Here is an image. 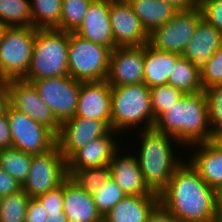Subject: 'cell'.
<instances>
[{"label":"cell","instance_id":"obj_23","mask_svg":"<svg viewBox=\"0 0 222 222\" xmlns=\"http://www.w3.org/2000/svg\"><path fill=\"white\" fill-rule=\"evenodd\" d=\"M196 149L188 160L210 187L222 186V151L214 148L208 141L189 146ZM195 147V148H194Z\"/></svg>","mask_w":222,"mask_h":222},{"label":"cell","instance_id":"obj_20","mask_svg":"<svg viewBox=\"0 0 222 222\" xmlns=\"http://www.w3.org/2000/svg\"><path fill=\"white\" fill-rule=\"evenodd\" d=\"M63 211L68 221L103 222L97 211L92 194L86 192L69 177L64 180Z\"/></svg>","mask_w":222,"mask_h":222},{"label":"cell","instance_id":"obj_31","mask_svg":"<svg viewBox=\"0 0 222 222\" xmlns=\"http://www.w3.org/2000/svg\"><path fill=\"white\" fill-rule=\"evenodd\" d=\"M30 197L21 189L0 198V222H25Z\"/></svg>","mask_w":222,"mask_h":222},{"label":"cell","instance_id":"obj_12","mask_svg":"<svg viewBox=\"0 0 222 222\" xmlns=\"http://www.w3.org/2000/svg\"><path fill=\"white\" fill-rule=\"evenodd\" d=\"M6 83L11 107L47 126L56 135L59 133L61 124L56 120L49 106L43 102L32 82L24 79H10Z\"/></svg>","mask_w":222,"mask_h":222},{"label":"cell","instance_id":"obj_13","mask_svg":"<svg viewBox=\"0 0 222 222\" xmlns=\"http://www.w3.org/2000/svg\"><path fill=\"white\" fill-rule=\"evenodd\" d=\"M111 127L104 121L84 117H72L60 125L57 145L67 161L77 150L99 137L104 136Z\"/></svg>","mask_w":222,"mask_h":222},{"label":"cell","instance_id":"obj_37","mask_svg":"<svg viewBox=\"0 0 222 222\" xmlns=\"http://www.w3.org/2000/svg\"><path fill=\"white\" fill-rule=\"evenodd\" d=\"M36 199L43 206L47 215L64 213V181L57 188L37 196Z\"/></svg>","mask_w":222,"mask_h":222},{"label":"cell","instance_id":"obj_10","mask_svg":"<svg viewBox=\"0 0 222 222\" xmlns=\"http://www.w3.org/2000/svg\"><path fill=\"white\" fill-rule=\"evenodd\" d=\"M202 19V12L198 5L188 10L178 11L169 22L149 34V44L157 50L182 55Z\"/></svg>","mask_w":222,"mask_h":222},{"label":"cell","instance_id":"obj_11","mask_svg":"<svg viewBox=\"0 0 222 222\" xmlns=\"http://www.w3.org/2000/svg\"><path fill=\"white\" fill-rule=\"evenodd\" d=\"M26 81L33 83L43 102L49 106L60 124L74 117L81 81L73 79L70 75Z\"/></svg>","mask_w":222,"mask_h":222},{"label":"cell","instance_id":"obj_1","mask_svg":"<svg viewBox=\"0 0 222 222\" xmlns=\"http://www.w3.org/2000/svg\"><path fill=\"white\" fill-rule=\"evenodd\" d=\"M160 204L178 222H214L216 189L207 185L187 160L159 193Z\"/></svg>","mask_w":222,"mask_h":222},{"label":"cell","instance_id":"obj_46","mask_svg":"<svg viewBox=\"0 0 222 222\" xmlns=\"http://www.w3.org/2000/svg\"><path fill=\"white\" fill-rule=\"evenodd\" d=\"M214 222H222V186L216 189Z\"/></svg>","mask_w":222,"mask_h":222},{"label":"cell","instance_id":"obj_38","mask_svg":"<svg viewBox=\"0 0 222 222\" xmlns=\"http://www.w3.org/2000/svg\"><path fill=\"white\" fill-rule=\"evenodd\" d=\"M203 19L222 34V2H198Z\"/></svg>","mask_w":222,"mask_h":222},{"label":"cell","instance_id":"obj_33","mask_svg":"<svg viewBox=\"0 0 222 222\" xmlns=\"http://www.w3.org/2000/svg\"><path fill=\"white\" fill-rule=\"evenodd\" d=\"M185 93L169 84L150 88L151 105L153 110V125L155 120L175 105Z\"/></svg>","mask_w":222,"mask_h":222},{"label":"cell","instance_id":"obj_28","mask_svg":"<svg viewBox=\"0 0 222 222\" xmlns=\"http://www.w3.org/2000/svg\"><path fill=\"white\" fill-rule=\"evenodd\" d=\"M32 162V154L10 147L0 149V168L12 176L21 186L26 181Z\"/></svg>","mask_w":222,"mask_h":222},{"label":"cell","instance_id":"obj_17","mask_svg":"<svg viewBox=\"0 0 222 222\" xmlns=\"http://www.w3.org/2000/svg\"><path fill=\"white\" fill-rule=\"evenodd\" d=\"M75 33L111 50L116 48L110 24V0H92Z\"/></svg>","mask_w":222,"mask_h":222},{"label":"cell","instance_id":"obj_40","mask_svg":"<svg viewBox=\"0 0 222 222\" xmlns=\"http://www.w3.org/2000/svg\"><path fill=\"white\" fill-rule=\"evenodd\" d=\"M22 189V186L5 170L0 168V198Z\"/></svg>","mask_w":222,"mask_h":222},{"label":"cell","instance_id":"obj_24","mask_svg":"<svg viewBox=\"0 0 222 222\" xmlns=\"http://www.w3.org/2000/svg\"><path fill=\"white\" fill-rule=\"evenodd\" d=\"M180 54L160 51L149 43L144 45V79L143 83L148 87L167 84L168 77Z\"/></svg>","mask_w":222,"mask_h":222},{"label":"cell","instance_id":"obj_8","mask_svg":"<svg viewBox=\"0 0 222 222\" xmlns=\"http://www.w3.org/2000/svg\"><path fill=\"white\" fill-rule=\"evenodd\" d=\"M67 177V163L56 144L45 153L32 154L29 174L22 190L30 198H36L57 188Z\"/></svg>","mask_w":222,"mask_h":222},{"label":"cell","instance_id":"obj_45","mask_svg":"<svg viewBox=\"0 0 222 222\" xmlns=\"http://www.w3.org/2000/svg\"><path fill=\"white\" fill-rule=\"evenodd\" d=\"M208 142L217 150L222 151V128L211 130Z\"/></svg>","mask_w":222,"mask_h":222},{"label":"cell","instance_id":"obj_21","mask_svg":"<svg viewBox=\"0 0 222 222\" xmlns=\"http://www.w3.org/2000/svg\"><path fill=\"white\" fill-rule=\"evenodd\" d=\"M222 46V34L202 19L181 56L201 68Z\"/></svg>","mask_w":222,"mask_h":222},{"label":"cell","instance_id":"obj_43","mask_svg":"<svg viewBox=\"0 0 222 222\" xmlns=\"http://www.w3.org/2000/svg\"><path fill=\"white\" fill-rule=\"evenodd\" d=\"M9 103V90L6 81H0V116L6 113Z\"/></svg>","mask_w":222,"mask_h":222},{"label":"cell","instance_id":"obj_4","mask_svg":"<svg viewBox=\"0 0 222 222\" xmlns=\"http://www.w3.org/2000/svg\"><path fill=\"white\" fill-rule=\"evenodd\" d=\"M138 126L153 128L150 88L144 83L111 86V129L123 133Z\"/></svg>","mask_w":222,"mask_h":222},{"label":"cell","instance_id":"obj_34","mask_svg":"<svg viewBox=\"0 0 222 222\" xmlns=\"http://www.w3.org/2000/svg\"><path fill=\"white\" fill-rule=\"evenodd\" d=\"M126 196L124 191L112 179L92 194L96 209L103 218Z\"/></svg>","mask_w":222,"mask_h":222},{"label":"cell","instance_id":"obj_18","mask_svg":"<svg viewBox=\"0 0 222 222\" xmlns=\"http://www.w3.org/2000/svg\"><path fill=\"white\" fill-rule=\"evenodd\" d=\"M120 150L115 153L109 163L112 180L126 195H159L145 182L134 153L126 155V153H121L122 149Z\"/></svg>","mask_w":222,"mask_h":222},{"label":"cell","instance_id":"obj_30","mask_svg":"<svg viewBox=\"0 0 222 222\" xmlns=\"http://www.w3.org/2000/svg\"><path fill=\"white\" fill-rule=\"evenodd\" d=\"M0 22L5 27H33L30 0H0Z\"/></svg>","mask_w":222,"mask_h":222},{"label":"cell","instance_id":"obj_48","mask_svg":"<svg viewBox=\"0 0 222 222\" xmlns=\"http://www.w3.org/2000/svg\"><path fill=\"white\" fill-rule=\"evenodd\" d=\"M199 2H222V0H200Z\"/></svg>","mask_w":222,"mask_h":222},{"label":"cell","instance_id":"obj_29","mask_svg":"<svg viewBox=\"0 0 222 222\" xmlns=\"http://www.w3.org/2000/svg\"><path fill=\"white\" fill-rule=\"evenodd\" d=\"M67 174L74 183L90 194L95 193L101 186L112 179L109 165L83 169H67Z\"/></svg>","mask_w":222,"mask_h":222},{"label":"cell","instance_id":"obj_36","mask_svg":"<svg viewBox=\"0 0 222 222\" xmlns=\"http://www.w3.org/2000/svg\"><path fill=\"white\" fill-rule=\"evenodd\" d=\"M211 130L222 128V85L204 89Z\"/></svg>","mask_w":222,"mask_h":222},{"label":"cell","instance_id":"obj_6","mask_svg":"<svg viewBox=\"0 0 222 222\" xmlns=\"http://www.w3.org/2000/svg\"><path fill=\"white\" fill-rule=\"evenodd\" d=\"M111 49L69 32L68 72L78 81L106 80Z\"/></svg>","mask_w":222,"mask_h":222},{"label":"cell","instance_id":"obj_2","mask_svg":"<svg viewBox=\"0 0 222 222\" xmlns=\"http://www.w3.org/2000/svg\"><path fill=\"white\" fill-rule=\"evenodd\" d=\"M153 129L172 136L183 149L209 141L211 127L205 91L185 93L155 120Z\"/></svg>","mask_w":222,"mask_h":222},{"label":"cell","instance_id":"obj_16","mask_svg":"<svg viewBox=\"0 0 222 222\" xmlns=\"http://www.w3.org/2000/svg\"><path fill=\"white\" fill-rule=\"evenodd\" d=\"M74 117L101 120L111 127V86L106 80L81 82Z\"/></svg>","mask_w":222,"mask_h":222},{"label":"cell","instance_id":"obj_32","mask_svg":"<svg viewBox=\"0 0 222 222\" xmlns=\"http://www.w3.org/2000/svg\"><path fill=\"white\" fill-rule=\"evenodd\" d=\"M92 0H62L60 25L56 28L65 32H75L83 22Z\"/></svg>","mask_w":222,"mask_h":222},{"label":"cell","instance_id":"obj_15","mask_svg":"<svg viewBox=\"0 0 222 222\" xmlns=\"http://www.w3.org/2000/svg\"><path fill=\"white\" fill-rule=\"evenodd\" d=\"M144 46L116 47L111 50L106 81L110 86L143 83Z\"/></svg>","mask_w":222,"mask_h":222},{"label":"cell","instance_id":"obj_7","mask_svg":"<svg viewBox=\"0 0 222 222\" xmlns=\"http://www.w3.org/2000/svg\"><path fill=\"white\" fill-rule=\"evenodd\" d=\"M36 28L5 27L0 38V81L23 79L29 69Z\"/></svg>","mask_w":222,"mask_h":222},{"label":"cell","instance_id":"obj_47","mask_svg":"<svg viewBox=\"0 0 222 222\" xmlns=\"http://www.w3.org/2000/svg\"><path fill=\"white\" fill-rule=\"evenodd\" d=\"M47 216L48 218L45 222H68L65 213H59Z\"/></svg>","mask_w":222,"mask_h":222},{"label":"cell","instance_id":"obj_5","mask_svg":"<svg viewBox=\"0 0 222 222\" xmlns=\"http://www.w3.org/2000/svg\"><path fill=\"white\" fill-rule=\"evenodd\" d=\"M69 32L36 29L33 53L24 80H38L69 75Z\"/></svg>","mask_w":222,"mask_h":222},{"label":"cell","instance_id":"obj_39","mask_svg":"<svg viewBox=\"0 0 222 222\" xmlns=\"http://www.w3.org/2000/svg\"><path fill=\"white\" fill-rule=\"evenodd\" d=\"M47 212L36 198H30L27 209L25 222H45L47 220Z\"/></svg>","mask_w":222,"mask_h":222},{"label":"cell","instance_id":"obj_3","mask_svg":"<svg viewBox=\"0 0 222 222\" xmlns=\"http://www.w3.org/2000/svg\"><path fill=\"white\" fill-rule=\"evenodd\" d=\"M140 131L139 152H135V156L145 182L159 194L168 185L174 171L184 162L177 153L175 155L173 148L181 144L172 136L153 128Z\"/></svg>","mask_w":222,"mask_h":222},{"label":"cell","instance_id":"obj_25","mask_svg":"<svg viewBox=\"0 0 222 222\" xmlns=\"http://www.w3.org/2000/svg\"><path fill=\"white\" fill-rule=\"evenodd\" d=\"M142 26L150 34L156 28L169 22L178 10L160 0H127Z\"/></svg>","mask_w":222,"mask_h":222},{"label":"cell","instance_id":"obj_14","mask_svg":"<svg viewBox=\"0 0 222 222\" xmlns=\"http://www.w3.org/2000/svg\"><path fill=\"white\" fill-rule=\"evenodd\" d=\"M110 24L117 47L144 46L149 34L127 0H110Z\"/></svg>","mask_w":222,"mask_h":222},{"label":"cell","instance_id":"obj_44","mask_svg":"<svg viewBox=\"0 0 222 222\" xmlns=\"http://www.w3.org/2000/svg\"><path fill=\"white\" fill-rule=\"evenodd\" d=\"M160 1L172 5L178 11L188 10L197 5V3L194 0H160Z\"/></svg>","mask_w":222,"mask_h":222},{"label":"cell","instance_id":"obj_19","mask_svg":"<svg viewBox=\"0 0 222 222\" xmlns=\"http://www.w3.org/2000/svg\"><path fill=\"white\" fill-rule=\"evenodd\" d=\"M112 133V134H111ZM115 134L119 132L111 129L107 134L90 141L77 150L67 161V169H83L87 167H101L109 165L115 153L121 148V142ZM114 135V136H113Z\"/></svg>","mask_w":222,"mask_h":222},{"label":"cell","instance_id":"obj_9","mask_svg":"<svg viewBox=\"0 0 222 222\" xmlns=\"http://www.w3.org/2000/svg\"><path fill=\"white\" fill-rule=\"evenodd\" d=\"M6 115L12 134V147L25 153L41 154L57 144V135L47 126L34 121L25 113L8 106Z\"/></svg>","mask_w":222,"mask_h":222},{"label":"cell","instance_id":"obj_22","mask_svg":"<svg viewBox=\"0 0 222 222\" xmlns=\"http://www.w3.org/2000/svg\"><path fill=\"white\" fill-rule=\"evenodd\" d=\"M159 204V195H127L109 211L103 222H146Z\"/></svg>","mask_w":222,"mask_h":222},{"label":"cell","instance_id":"obj_26","mask_svg":"<svg viewBox=\"0 0 222 222\" xmlns=\"http://www.w3.org/2000/svg\"><path fill=\"white\" fill-rule=\"evenodd\" d=\"M167 84L182 90L184 93L203 91L200 79V68L181 56L169 74Z\"/></svg>","mask_w":222,"mask_h":222},{"label":"cell","instance_id":"obj_49","mask_svg":"<svg viewBox=\"0 0 222 222\" xmlns=\"http://www.w3.org/2000/svg\"><path fill=\"white\" fill-rule=\"evenodd\" d=\"M5 26L0 22V38Z\"/></svg>","mask_w":222,"mask_h":222},{"label":"cell","instance_id":"obj_27","mask_svg":"<svg viewBox=\"0 0 222 222\" xmlns=\"http://www.w3.org/2000/svg\"><path fill=\"white\" fill-rule=\"evenodd\" d=\"M32 26L36 29H54L60 25L62 0H30Z\"/></svg>","mask_w":222,"mask_h":222},{"label":"cell","instance_id":"obj_42","mask_svg":"<svg viewBox=\"0 0 222 222\" xmlns=\"http://www.w3.org/2000/svg\"><path fill=\"white\" fill-rule=\"evenodd\" d=\"M146 222H178L161 204L149 215Z\"/></svg>","mask_w":222,"mask_h":222},{"label":"cell","instance_id":"obj_35","mask_svg":"<svg viewBox=\"0 0 222 222\" xmlns=\"http://www.w3.org/2000/svg\"><path fill=\"white\" fill-rule=\"evenodd\" d=\"M200 79L203 90L216 85H222V46L200 68Z\"/></svg>","mask_w":222,"mask_h":222},{"label":"cell","instance_id":"obj_41","mask_svg":"<svg viewBox=\"0 0 222 222\" xmlns=\"http://www.w3.org/2000/svg\"><path fill=\"white\" fill-rule=\"evenodd\" d=\"M10 147H12V134L8 117L6 113H4L0 116V149Z\"/></svg>","mask_w":222,"mask_h":222}]
</instances>
